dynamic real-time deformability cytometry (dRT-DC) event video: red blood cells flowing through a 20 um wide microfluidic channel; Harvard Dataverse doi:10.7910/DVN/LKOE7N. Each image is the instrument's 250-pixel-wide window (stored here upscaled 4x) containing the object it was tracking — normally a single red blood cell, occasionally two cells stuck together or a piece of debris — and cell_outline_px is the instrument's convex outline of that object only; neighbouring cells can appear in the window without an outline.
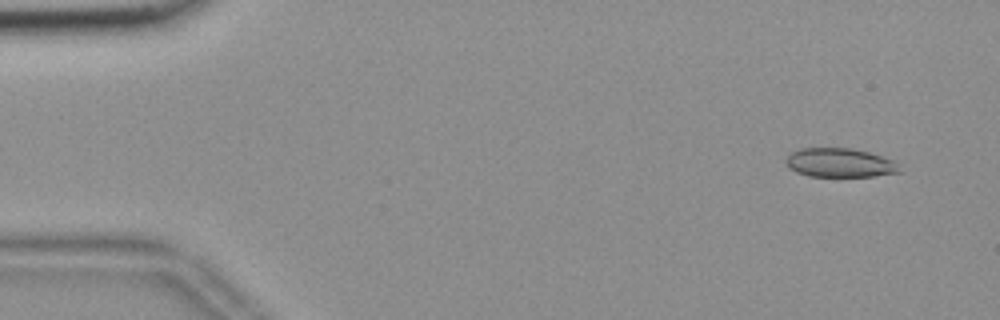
{"species": "common noctule bat (a hibernating species)", "species_latin": "Nyctalus noctula", "temperature_condition": "room temperature", "stored_images_in_passage": 55, "camera_frame_rate_fps": 3000, "um_per_image_px": 0.085, "animal": {"sex": "female", "body_mass_g": 18.4}, "frame": {"image": 1, "passage_image": 4, "time_ms": 1.0, "image_size_px": [1000, 320], "cell_outline_px": [[904, 172], [872, 176], [808, 176], [796, 172], [788, 168], [784, 160], [792, 152], [800, 148], [852, 148], [868, 152], [892, 160]], "centroid_in_image_um": [71.35, 13.84], "position_along_channel_um": 13.6, "area_um2": 19.19}}
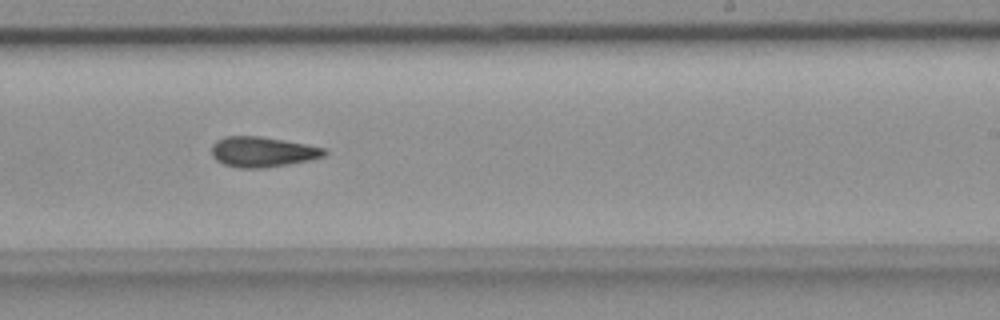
{"frame": {"image": 2, "passage_image": 34, "time_ms": 11.0, "image_size_px": [1000, 320], "cell_outline_px": [[328, 152], [324, 156], [308, 160], [288, 164], [264, 168], [240, 168], [224, 164], [216, 160], [212, 156], [212, 144], [216, 140], [224, 136], [260, 136], [284, 140], [324, 148]], "centroid_in_image_um": [22.27, 12.9], "position_along_channel_um": 266.7, "area_um2": 19.83}}
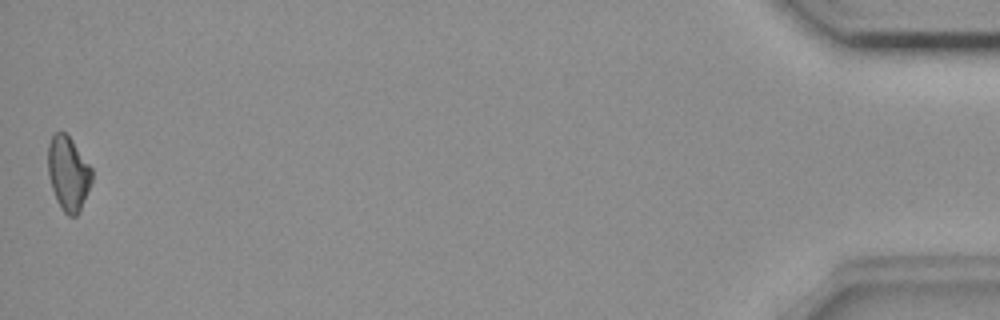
{"frame": {"image": 3, "passage_image": 55, "time_ms": 18.0, "image_size_px": [1000, 320], "cell_outline_px": [[92, 180], [80, 208], [76, 216], [68, 216], [60, 208], [56, 200], [52, 188], [48, 172], [48, 144], [52, 136], [56, 132], [64, 132], [72, 140], [92, 168]], "centroid_in_image_um": [5.79, 14.73], "position_along_channel_um": 429.4, "area_um2": 18.73}, "authors_computed_cell_mechanics": {"area_um2": 19.652, "velocity_mm_per_s": 3.6832, "shape_relaxation_time_tau1_ms": null, "shape_relaxation_time_tau2_ms": 9.273, "deformation_change_tau1": null, "deformation_change_tau2": 0.1363}}